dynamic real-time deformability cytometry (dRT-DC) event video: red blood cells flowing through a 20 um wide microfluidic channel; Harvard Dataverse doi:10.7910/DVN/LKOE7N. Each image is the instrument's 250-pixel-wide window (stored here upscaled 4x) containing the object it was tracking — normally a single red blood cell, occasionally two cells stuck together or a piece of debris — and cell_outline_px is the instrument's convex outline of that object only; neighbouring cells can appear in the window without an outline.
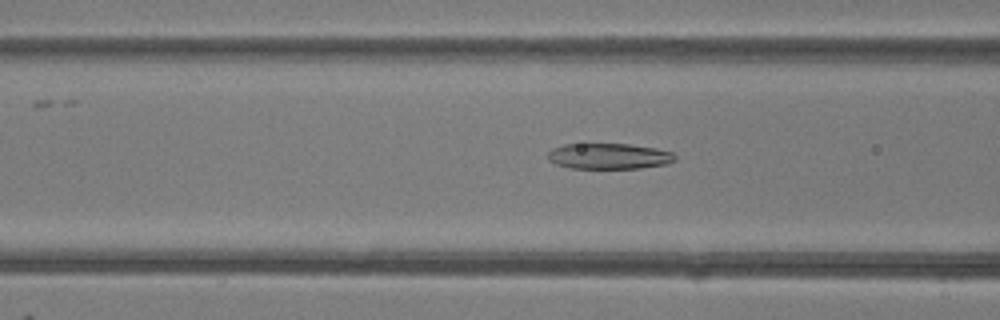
{"species": "common noctule bat (a hibernating species)", "species_latin": "Nyctalus noctula", "temperature_condition": "room temperature", "stored_images_in_passage": 36, "camera_frame_rate_fps": 3000, "um_per_image_px": 0.085, "animal": {"sex": "female"}, "frame": {"image": 1, "passage_image": 7, "time_ms": 2.0, "image_size_px": [1000, 320], "cell_outline_px": [[676, 160], [668, 164], [640, 168], [572, 168], [556, 164], [548, 160], [548, 152], [552, 148], [564, 144], [628, 144], [656, 148], [672, 152], [676, 156]], "centroid_in_image_um": [51.77, 13.27], "position_along_channel_um": 114.8, "area_um2": 19.13}}
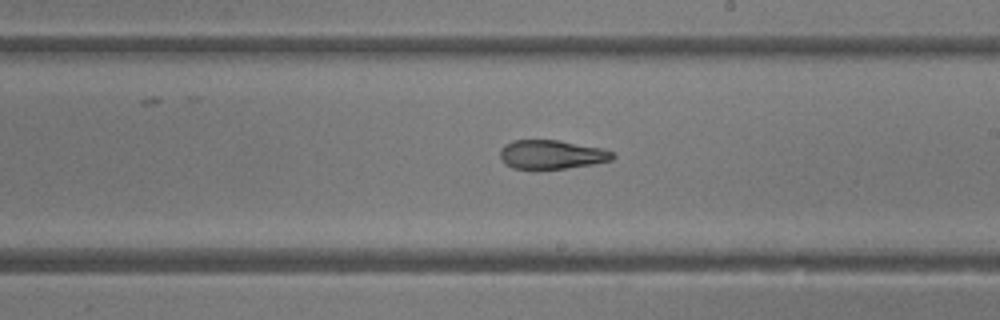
{"frame": {"image": 2, "passage_image": 16, "time_ms": 5.0, "image_size_px": [1000, 320], "cell_outline_px": [[616, 156], [612, 160], [592, 164], [564, 168], [512, 168], [504, 164], [500, 160], [500, 152], [504, 144], [512, 140], [560, 140], [604, 148], [612, 152]], "centroid_in_image_um": [46.88, 13.11], "position_along_channel_um": 242.1, "area_um2": 19.02}}
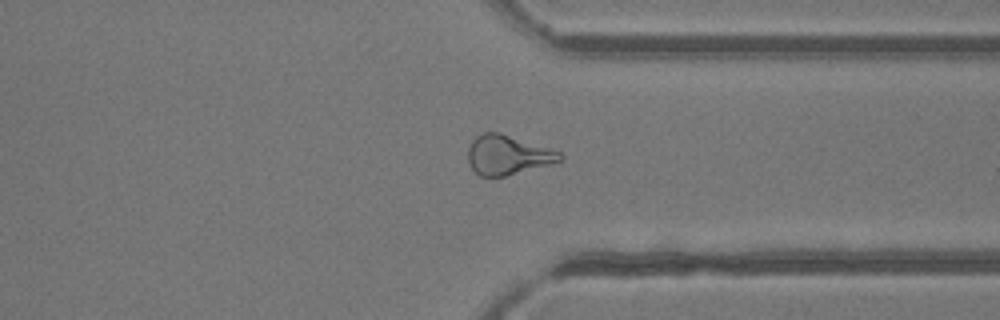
{"frame": {"image": 3, "passage_image": 25, "time_ms": 8.0, "image_size_px": [1000, 320], "cell_outline_px": [[564, 160], [504, 176], [480, 176], [468, 164], [468, 148], [472, 140], [476, 136], [484, 132], [500, 132], [560, 152], [564, 156]], "centroid_in_image_um": [43.13, 13.16], "position_along_channel_um": 368.3, "area_um2": 20.92}, "authors_computed_cell_mechanics": {"area_um2": 20.4612, "velocity_mm_per_s": 4.2368, "shape_relaxation_time_tau1_ms": null, "shape_relaxation_time_tau2_ms": 1.3536, "deformation_change_tau1": null, "deformation_change_tau2": 0.087}}